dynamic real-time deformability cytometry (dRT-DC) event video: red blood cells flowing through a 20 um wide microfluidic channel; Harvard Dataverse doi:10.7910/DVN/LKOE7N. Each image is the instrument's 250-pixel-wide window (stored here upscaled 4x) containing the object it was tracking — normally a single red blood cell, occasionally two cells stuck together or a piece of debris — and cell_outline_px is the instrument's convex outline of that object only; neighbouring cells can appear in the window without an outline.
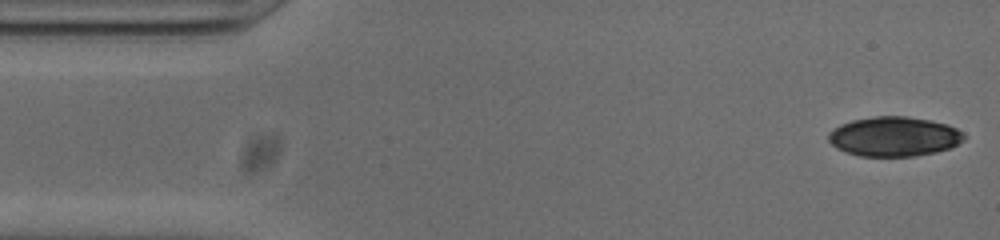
{"species": "common noctule bat (a hibernating species)", "species_latin": "Nyctalus noctula", "temperature_condition": "cold", "stored_images_in_passage": 51, "camera_frame_rate_fps": 3000, "um_per_image_px": 0.085, "animal": {"sex": "male", "body_mass_g": 20.0, "forearm_length_mm": 53.3}, "frame": {"image": 1, "passage_image": 1, "time_ms": 0.0, "image_size_px": [1000, 240], "cell_outline_px": [[964, 140], [948, 148], [936, 152], [916, 156], [860, 156], [844, 152], [836, 148], [828, 140], [828, 132], [832, 128], [840, 124], [852, 120], [876, 116], [904, 116], [932, 120], [948, 124], [964, 132]], "centroid_in_image_um": [75.97, 11.6], "position_along_channel_um": 9.0, "area_um2": 31.5}}